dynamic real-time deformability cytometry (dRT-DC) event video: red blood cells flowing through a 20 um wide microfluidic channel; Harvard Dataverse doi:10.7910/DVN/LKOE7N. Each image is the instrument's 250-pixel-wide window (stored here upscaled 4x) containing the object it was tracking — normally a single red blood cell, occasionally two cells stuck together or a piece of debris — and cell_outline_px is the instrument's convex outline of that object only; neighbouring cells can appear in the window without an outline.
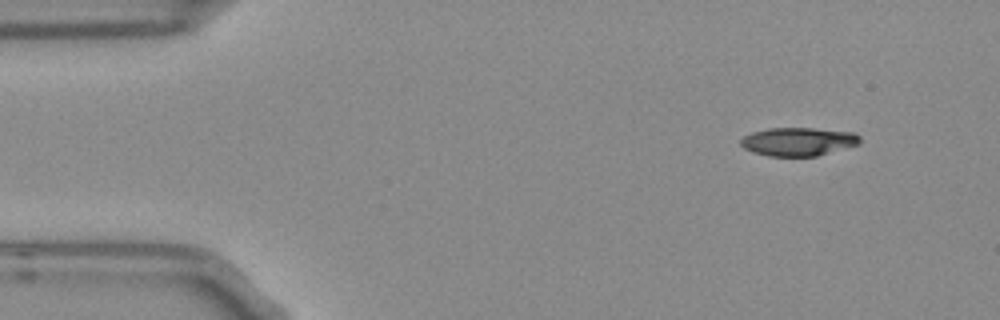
{"species": "Egyptian fruit bat (a non-hibernating species)", "species_latin": "Rousettus aegyptiacus", "temperature_condition": "room temperature", "stored_images_in_passage": 5, "camera_frame_rate_fps": 3000, "um_per_image_px": 0.085, "frame": {"image": 1, "passage_image": 1, "time_ms": 0.0, "image_size_px": [1000, 320], "cell_outline_px": [[860, 144], [816, 156], [768, 156], [752, 152], [744, 148], [740, 144], [740, 140], [744, 136], [752, 132], [768, 128], [812, 128], [852, 132], [860, 136]], "centroid_in_image_um": [67.83, 12.04], "position_along_channel_um": 17.2, "area_um2": 19.71}}
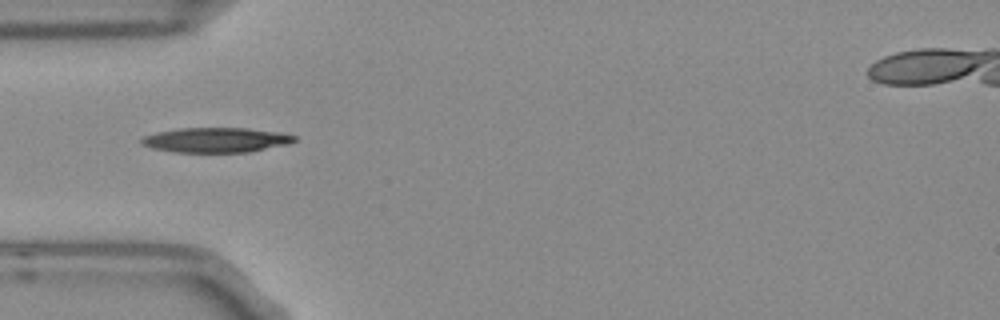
{"frame": {"image": 2, "passage_image": 4, "time_ms": 1.0, "image_size_px": [1000, 320], "cell_outline_px": [[296, 140], [288, 144], [248, 152], [176, 152], [152, 148], [144, 144], [140, 140], [144, 136], [156, 132], [176, 128], [248, 128], [280, 132], [296, 136]], "centroid_in_image_um": [18.37, 11.89], "position_along_channel_um": 66.6, "area_um2": 22.08}}
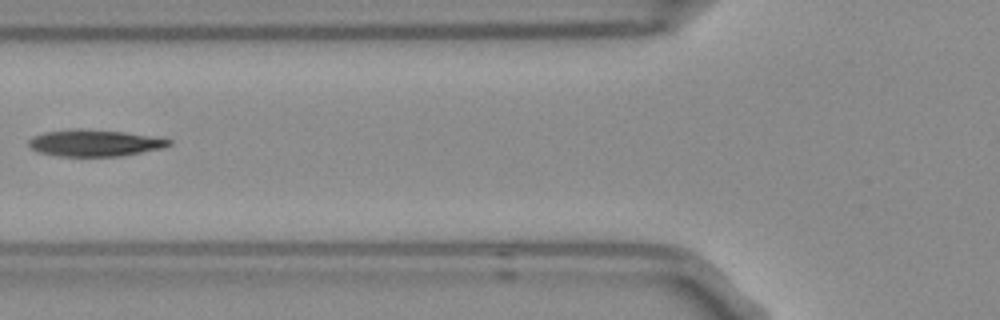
{"frame": {"image": 3, "passage_image": 5, "time_ms": 1.333, "image_size_px": [1000, 320], "cell_outline_px": [[172, 144], [164, 148], [116, 156], [60, 156], [40, 152], [32, 148], [28, 144], [28, 140], [32, 136], [44, 132], [72, 128], [80, 128], [124, 132], [172, 140]], "centroid_in_image_um": [8.0, 12.14], "position_along_channel_um": 117.8, "area_um2": 21.62}}